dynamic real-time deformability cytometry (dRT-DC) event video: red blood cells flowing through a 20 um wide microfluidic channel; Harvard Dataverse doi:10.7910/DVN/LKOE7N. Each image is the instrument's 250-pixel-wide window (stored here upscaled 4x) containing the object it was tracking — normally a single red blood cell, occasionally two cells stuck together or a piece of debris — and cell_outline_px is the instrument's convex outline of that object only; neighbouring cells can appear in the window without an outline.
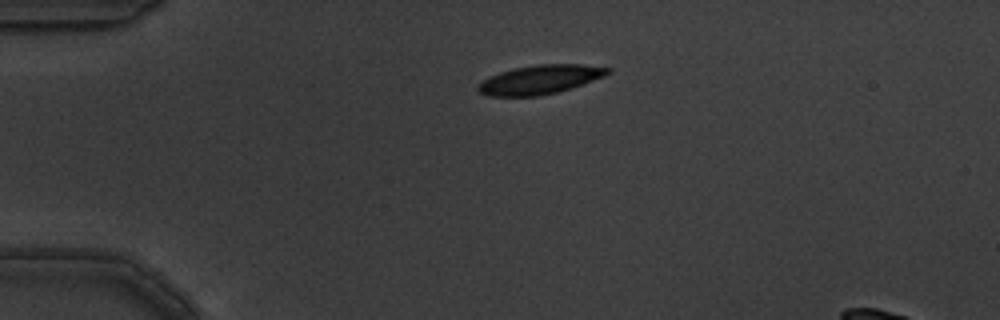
{"species": "common noctule bat (a hibernating species)", "species_latin": "Nyctalus noctula", "temperature_condition": "warm", "stored_images_in_passage": 2, "camera_frame_rate_fps": 3000, "um_per_image_px": 0.085, "animal": {"sex": "male", "body_mass_g": 19.5, "forearm_length_mm": 54.6}, "frame": {"image": 1, "passage_image": 1, "time_ms": 0.0, "image_size_px": [1000, 320], "cell_outline_px": [[612, 72], [604, 76], [584, 84], [572, 88], [540, 96], [488, 96], [480, 92], [476, 88], [488, 76], [512, 68], [536, 64], [580, 64], [612, 68]], "centroid_in_image_um": [45.92, 6.75], "position_along_channel_um": 39.1, "area_um2": 22.02}}